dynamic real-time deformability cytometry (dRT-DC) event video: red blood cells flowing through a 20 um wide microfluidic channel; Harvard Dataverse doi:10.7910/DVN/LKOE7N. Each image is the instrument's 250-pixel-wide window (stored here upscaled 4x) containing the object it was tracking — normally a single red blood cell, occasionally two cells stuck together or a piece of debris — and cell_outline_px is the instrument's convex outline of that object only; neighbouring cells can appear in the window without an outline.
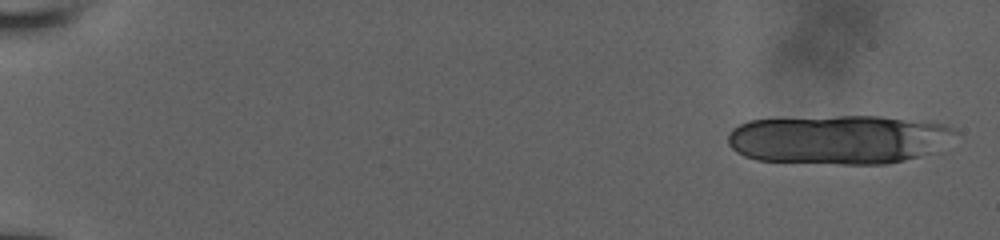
{"species": "human", "species_latin": "Homo sapiens", "temperature_condition": "room temperature", "stored_images_in_passage": 16, "camera_frame_rate_fps": 3000, "um_per_image_px": 0.085, "donor": {"sex": "male"}, "frame": {"image": 1, "passage_image": 1, "time_ms": 0.0, "image_size_px": [1000, 240], "cell_outline_px": [[960, 132], [916, 156], [904, 160], [884, 164], [840, 164], [756, 160], [744, 156], [736, 152], [728, 144], [728, 132], [732, 128], [748, 120], [836, 116], [880, 116], [924, 120], [944, 124]], "centroid_in_image_um": [71.17, 11.83], "position_along_channel_um": 13.8, "area_um2": 64.56}}
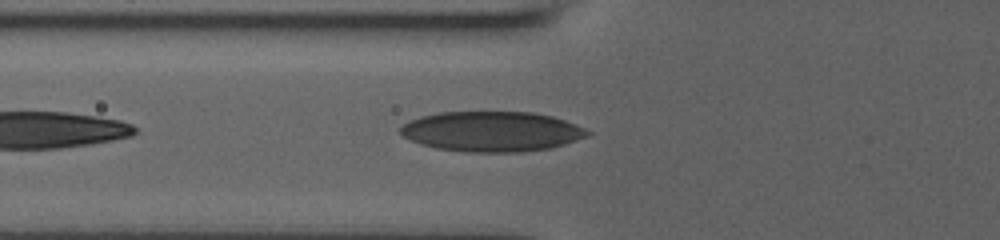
{"frame": {"image": 2, "passage_image": 14, "time_ms": 7.0, "image_size_px": [1000, 240], "cell_outline_px": [[592, 132], [588, 136], [552, 148], [520, 152], [468, 152], [436, 148], [420, 144], [404, 136], [400, 132], [400, 128], [404, 124], [420, 116], [440, 112], [532, 112], [552, 116], [564, 120], [584, 128]], "centroid_in_image_um": [41.81, 11.18], "position_along_channel_um": 84.0, "area_um2": 43.64}}
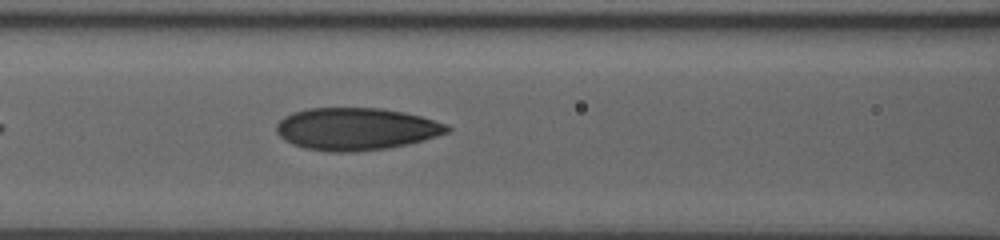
{"frame": {"image": 3, "passage_image": 16, "time_ms": 8.333, "image_size_px": [1000, 240], "cell_outline_px": [[452, 128], [448, 132], [436, 136], [408, 144], [388, 148], [352, 152], [328, 152], [304, 148], [292, 144], [284, 140], [276, 132], [276, 124], [284, 116], [292, 112], [308, 108], [380, 108], [404, 112], [420, 116], [448, 124]], "centroid_in_image_um": [30.24, 10.96], "position_along_channel_um": 136.4, "area_um2": 42.31}}